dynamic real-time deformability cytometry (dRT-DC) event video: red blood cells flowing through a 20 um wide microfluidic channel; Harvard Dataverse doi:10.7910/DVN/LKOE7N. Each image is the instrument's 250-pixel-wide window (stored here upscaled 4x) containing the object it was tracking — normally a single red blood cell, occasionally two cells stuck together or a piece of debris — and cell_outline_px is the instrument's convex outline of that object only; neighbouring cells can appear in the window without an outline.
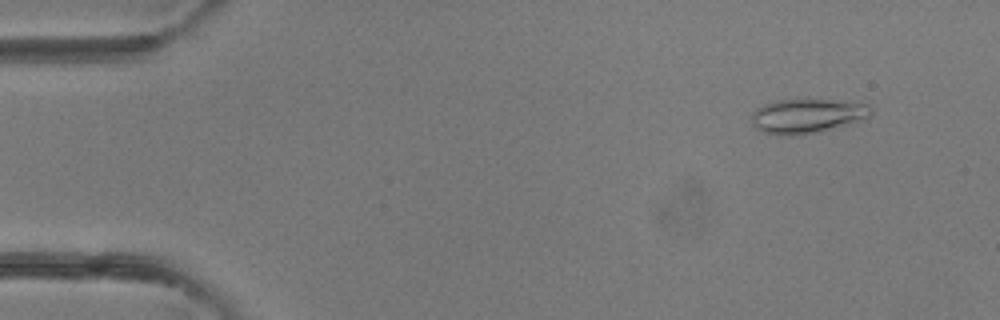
{"species": "common noctule bat (a hibernating species)", "species_latin": "Nyctalus noctula", "temperature_condition": "room temperature", "stored_images_in_passage": 3, "camera_frame_rate_fps": 3000, "um_per_image_px": 0.085, "animal": {"sex": "female"}, "frame": {"image": 1, "passage_image": 1, "time_ms": 0.0, "image_size_px": [1000, 320], "cell_outline_px": [[872, 116], [864, 120], [796, 136], [784, 136], [760, 132], [752, 124], [752, 112], [756, 108], [764, 104], [776, 100], [832, 100], [868, 104], [872, 108]], "centroid_in_image_um": [68.58, 9.86], "position_along_channel_um": 16.4, "area_um2": 23.93}}